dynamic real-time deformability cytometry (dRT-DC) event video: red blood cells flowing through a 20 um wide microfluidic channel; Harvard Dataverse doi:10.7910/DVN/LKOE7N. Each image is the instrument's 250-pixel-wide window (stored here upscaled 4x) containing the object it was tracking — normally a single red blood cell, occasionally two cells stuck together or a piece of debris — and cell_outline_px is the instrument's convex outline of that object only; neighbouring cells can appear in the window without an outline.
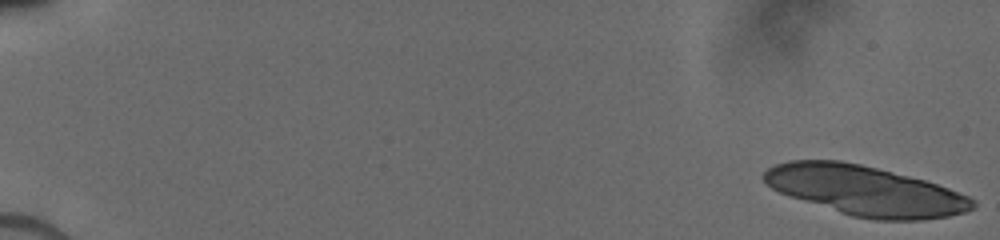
{"species": "human", "species_latin": "Homo sapiens", "temperature_condition": "cold", "stored_images_in_passage": 11, "camera_frame_rate_fps": 3000, "um_per_image_px": 0.085, "donor": {"sex": "male"}, "frame": {"image": 1, "passage_image": 1, "time_ms": 0.0, "image_size_px": [1000, 240], "cell_outline_px": [[976, 204], [972, 208], [964, 212], [948, 216], [924, 220], [872, 220], [852, 216], [788, 196], [772, 188], [760, 176], [768, 168], [776, 164], [788, 160], [840, 160], [860, 164], [924, 180], [948, 188], [968, 196], [976, 200]], "centroid_in_image_um": [73.52, 16.21], "position_along_channel_um": 11.5, "area_um2": 60.29}}